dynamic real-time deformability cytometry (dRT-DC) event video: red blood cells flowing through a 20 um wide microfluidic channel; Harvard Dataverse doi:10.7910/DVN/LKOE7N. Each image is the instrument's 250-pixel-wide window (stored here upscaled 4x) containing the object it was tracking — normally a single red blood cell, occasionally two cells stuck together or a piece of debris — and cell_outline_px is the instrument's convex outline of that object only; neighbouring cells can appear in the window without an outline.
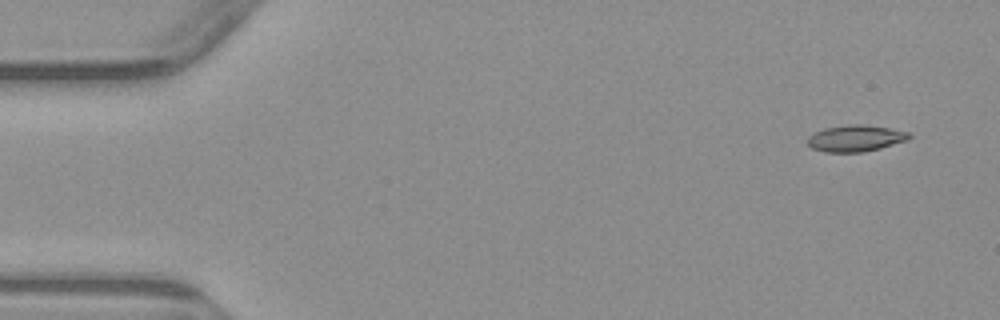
{"species": "common noctule bat (a hibernating species)", "species_latin": "Nyctalus noctula", "temperature_condition": "warm", "stored_images_in_passage": 5, "camera_frame_rate_fps": 3000, "um_per_image_px": 0.085, "animal": {"sex": "male", "body_mass_g": 23.1, "forearm_length_mm": 52.7}, "frame": {"image": 1, "passage_image": 1, "time_ms": 0.0, "image_size_px": [1000, 320], "cell_outline_px": [[912, 136], [908, 140], [880, 148], [864, 152], [824, 152], [812, 148], [808, 144], [808, 136], [824, 128], [852, 124], [864, 124], [888, 128], [908, 132]], "centroid_in_image_um": [72.73, 11.76], "position_along_channel_um": 12.3, "area_um2": 15.61}}
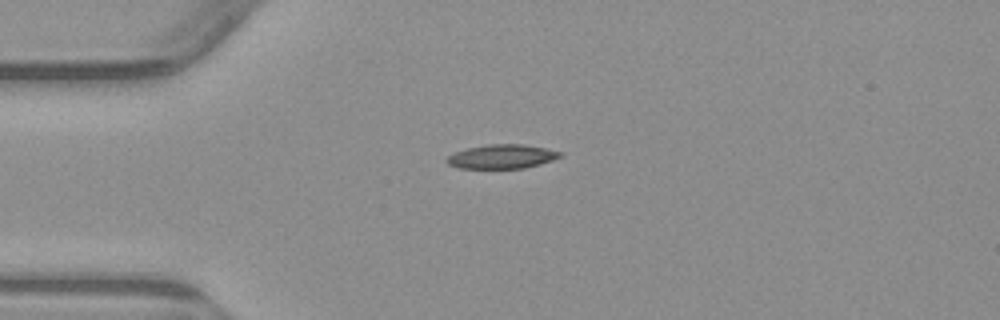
{"frame": {"image": 2, "passage_image": 4, "time_ms": 3.333, "image_size_px": [1000, 320], "cell_outline_px": [[564, 156], [540, 164], [524, 168], [460, 168], [448, 164], [444, 160], [448, 156], [456, 152], [468, 148], [488, 144], [524, 144], [564, 152]], "centroid_in_image_um": [42.7, 13.3], "position_along_channel_um": 42.3, "area_um2": 15.9}}